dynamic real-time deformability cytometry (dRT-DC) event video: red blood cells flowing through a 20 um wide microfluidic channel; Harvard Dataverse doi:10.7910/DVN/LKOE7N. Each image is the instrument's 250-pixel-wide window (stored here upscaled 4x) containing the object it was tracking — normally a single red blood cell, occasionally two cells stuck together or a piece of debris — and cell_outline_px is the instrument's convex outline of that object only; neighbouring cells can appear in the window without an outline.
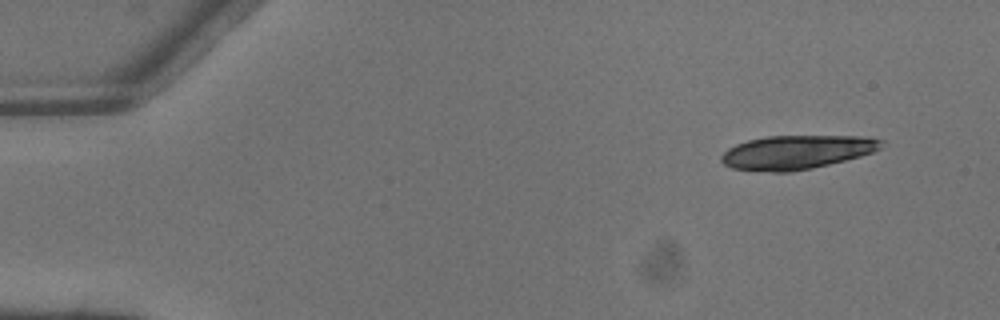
{"species": "common noctule bat (a hibernating species)", "species_latin": "Nyctalus noctula", "temperature_condition": "warm", "stored_images_in_passage": 5, "camera_frame_rate_fps": 3000, "um_per_image_px": 0.085, "animal": {"sex": "male", "body_mass_g": 13.3}, "frame": {"image": 1, "passage_image": 1, "time_ms": 0.0, "image_size_px": [1000, 320], "cell_outline_px": [[884, 140], [880, 148], [872, 152], [860, 156], [812, 168], [788, 172], [772, 172], [732, 168], [724, 164], [720, 160], [720, 156], [728, 148], [736, 144], [748, 140], [768, 136], [864, 136]], "centroid_in_image_um": [67.69, 12.93], "position_along_channel_um": 17.3, "area_um2": 31.39}}